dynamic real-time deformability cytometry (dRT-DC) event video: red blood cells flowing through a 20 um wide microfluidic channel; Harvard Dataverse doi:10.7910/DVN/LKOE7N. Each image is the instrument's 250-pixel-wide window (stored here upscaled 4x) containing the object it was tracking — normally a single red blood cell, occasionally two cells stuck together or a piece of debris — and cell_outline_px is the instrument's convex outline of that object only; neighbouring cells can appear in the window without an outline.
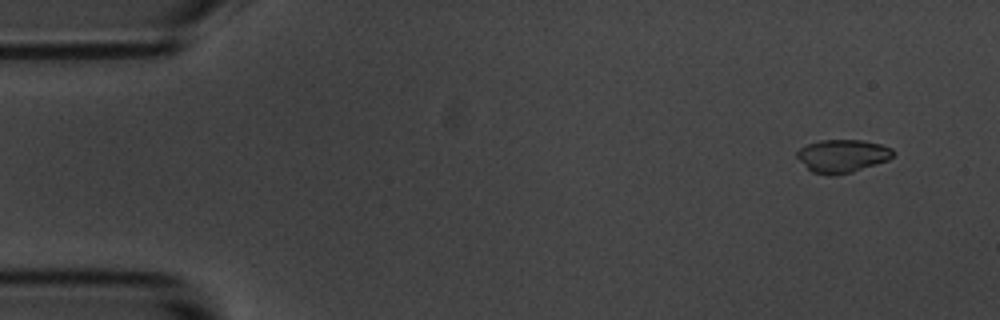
{"species": "common noctule bat (a hibernating species)", "species_latin": "Nyctalus noctula", "temperature_condition": "room temperature", "stored_images_in_passage": 7, "camera_frame_rate_fps": 3000, "um_per_image_px": 0.085, "animal": {"sex": "male", "body_mass_g": 20.1, "forearm_length_mm": 53.5}, "frame": {"image": 1, "passage_image": 1, "time_ms": 0.0, "image_size_px": [1000, 320], "cell_outline_px": [[896, 152], [888, 160], [852, 172], [832, 176], [828, 176], [812, 172], [796, 156], [796, 152], [800, 148], [808, 144], [820, 140], [864, 140], [880, 144], [892, 148]], "centroid_in_image_um": [71.61, 13.25], "position_along_channel_um": 13.4, "area_um2": 18.5}}
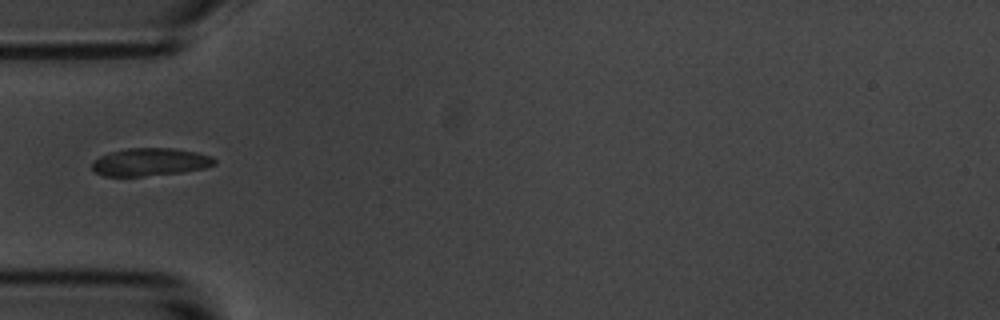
{"frame": {"image": 2, "passage_image": 5, "time_ms": 4.667, "image_size_px": [1000, 320], "cell_outline_px": [[216, 164], [204, 168], [184, 172], [144, 176], [104, 176], [92, 172], [92, 164], [100, 156], [108, 152], [128, 148], [172, 148], [196, 152], [212, 156], [216, 160]], "centroid_in_image_um": [12.75, 13.77], "position_along_channel_um": 72.2, "area_um2": 19.94}}
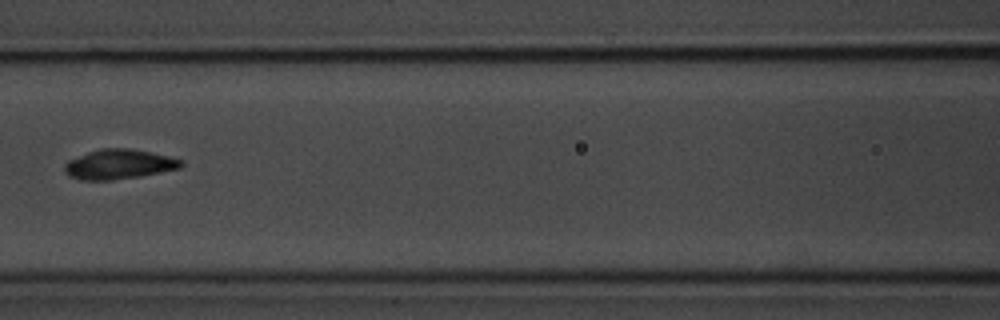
{"frame": {"image": 3, "passage_image": 7, "time_ms": 7.0, "image_size_px": [1000, 320], "cell_outline_px": [[184, 164], [180, 168], [140, 176], [112, 180], [80, 180], [68, 176], [64, 172], [64, 164], [68, 160], [88, 152], [100, 148], [132, 148], [168, 156], [184, 160]], "centroid_in_image_um": [10.09, 13.96], "position_along_channel_um": 156.5, "area_um2": 20.35}}